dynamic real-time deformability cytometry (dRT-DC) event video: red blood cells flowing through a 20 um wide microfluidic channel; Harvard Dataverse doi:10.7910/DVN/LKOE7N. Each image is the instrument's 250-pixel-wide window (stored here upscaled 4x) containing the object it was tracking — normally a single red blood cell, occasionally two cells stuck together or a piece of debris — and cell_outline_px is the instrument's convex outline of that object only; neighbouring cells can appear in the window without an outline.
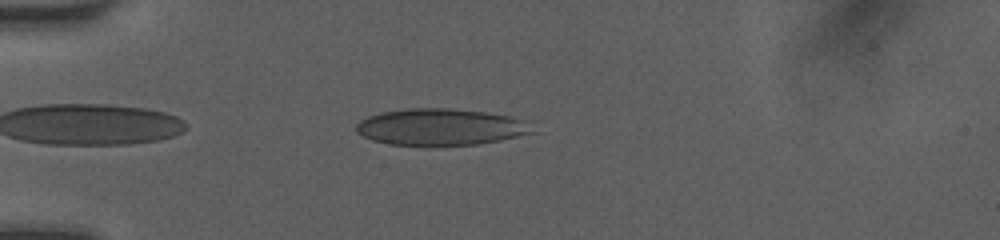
{"species": "human", "species_latin": "Homo sapiens", "temperature_condition": "room temperature", "stored_images_in_passage": 38, "camera_frame_rate_fps": 3000, "um_per_image_px": 0.085, "donor": {"sex": "female"}, "frame": {"image": 1, "passage_image": 3, "time_ms": 0.667, "image_size_px": [1000, 240], "cell_outline_px": [[536, 132], [500, 140], [476, 144], [424, 148], [392, 144], [372, 140], [356, 132], [356, 124], [360, 120], [368, 116], [380, 112], [408, 108], [448, 108], [484, 112], [508, 116], [516, 120]], "centroid_in_image_um": [37.31, 10.83], "position_along_channel_um": 47.7, "area_um2": 37.74}}
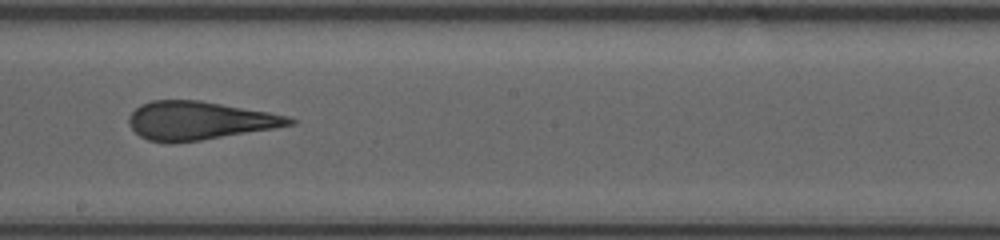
{"frame": {"image": 2, "passage_image": 18, "time_ms": 5.667, "image_size_px": [1000, 240], "cell_outline_px": [[296, 124], [200, 140], [168, 144], [148, 140], [140, 136], [128, 124], [128, 116], [140, 104], [152, 100], [200, 100], [268, 112], [288, 116], [296, 120]], "centroid_in_image_um": [16.88, 10.25], "position_along_channel_um": 231.3, "area_um2": 35.72}}
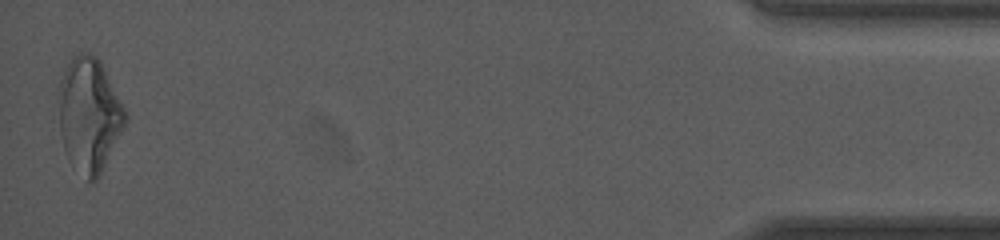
{"frame": {"image": 3, "passage_image": 38, "time_ms": 12.333, "image_size_px": [1000, 240], "cell_outline_px": [[128, 120], [96, 180], [92, 184], [68, 160], [60, 136], [56, 100], [56, 92], [60, 80], [72, 56], [80, 52], [88, 52], [96, 56], [100, 60], [128, 116]], "centroid_in_image_um": [7.53, 9.73], "position_along_channel_um": 427.7, "area_um2": 44.62}, "authors_computed_cell_mechanics": {"area_um2": 37.4544, "velocity_mm_per_s": 4.1688, "shape_relaxation_time_tau1_ms": null, "shape_relaxation_time_tau2_ms": 1.2322, "deformation_change_tau1": null, "deformation_change_tau2": 0.0905}}